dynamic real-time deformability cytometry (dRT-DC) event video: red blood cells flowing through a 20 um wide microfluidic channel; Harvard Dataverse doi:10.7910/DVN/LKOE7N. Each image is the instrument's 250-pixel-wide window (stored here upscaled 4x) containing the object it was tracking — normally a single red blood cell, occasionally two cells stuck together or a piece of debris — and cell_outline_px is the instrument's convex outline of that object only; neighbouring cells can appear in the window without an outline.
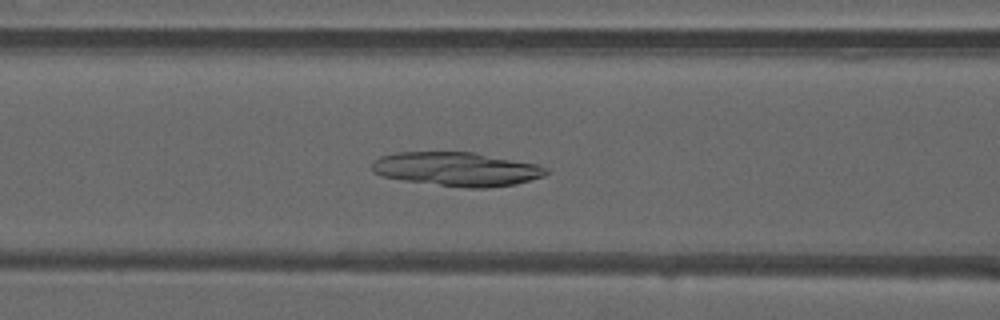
{"species": "common noctule bat (a hibernating species)", "species_latin": "Nyctalus noctula", "temperature_condition": "warm", "stored_images_in_passage": 51, "camera_frame_rate_fps": 3000, "um_per_image_px": 0.085, "animal": {"sex": "male", "forearm_length_mm": 52.5}, "frame": {"image": 1, "passage_image": 22, "time_ms": 7.0, "image_size_px": [1000, 320], "cell_outline_px": [[548, 172], [544, 176], [516, 184], [488, 188], [468, 188], [404, 180], [384, 176], [372, 172], [372, 164], [380, 156], [396, 152], [472, 152], [536, 164], [548, 168]], "centroid_in_image_um": [38.84, 14.37], "position_along_channel_um": 127.8, "area_um2": 34.16}}
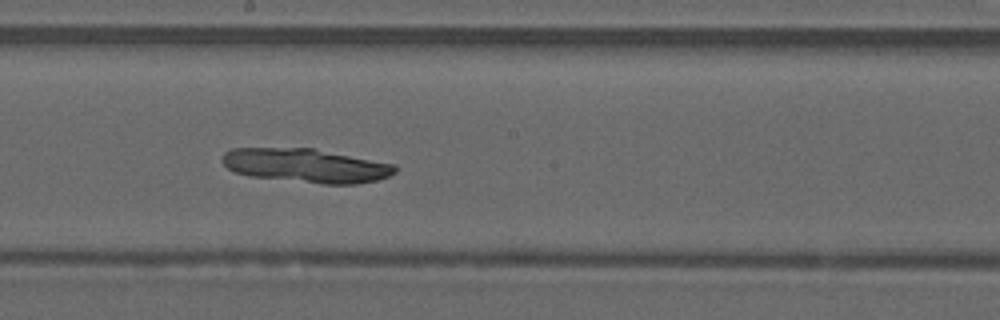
{"frame": {"image": 2, "passage_image": 29, "time_ms": 9.333, "image_size_px": [1000, 320], "cell_outline_px": [[396, 172], [388, 176], [376, 180], [356, 184], [324, 184], [248, 176], [236, 172], [228, 168], [220, 160], [224, 152], [232, 148], [312, 148], [396, 164]], "centroid_in_image_um": [25.99, 14.07], "position_along_channel_um": 222.2, "area_um2": 34.16}}
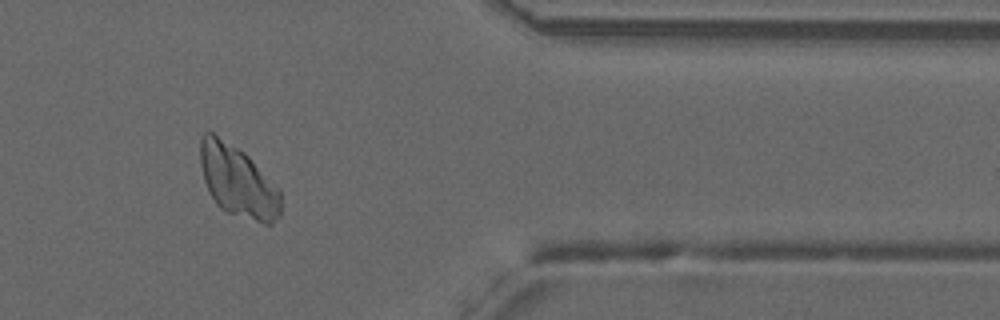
{"frame": {"image": 3, "passage_image": 43, "time_ms": 14.0, "image_size_px": [1000, 320], "cell_outline_px": [[280, 216], [272, 224], [264, 224], [228, 212], [220, 208], [216, 204], [204, 180], [200, 164], [200, 140], [204, 132], [212, 132], [244, 152], [280, 188]], "centroid_in_image_um": [20.23, 15.41], "position_along_channel_um": 391.2, "area_um2": 33.47}}